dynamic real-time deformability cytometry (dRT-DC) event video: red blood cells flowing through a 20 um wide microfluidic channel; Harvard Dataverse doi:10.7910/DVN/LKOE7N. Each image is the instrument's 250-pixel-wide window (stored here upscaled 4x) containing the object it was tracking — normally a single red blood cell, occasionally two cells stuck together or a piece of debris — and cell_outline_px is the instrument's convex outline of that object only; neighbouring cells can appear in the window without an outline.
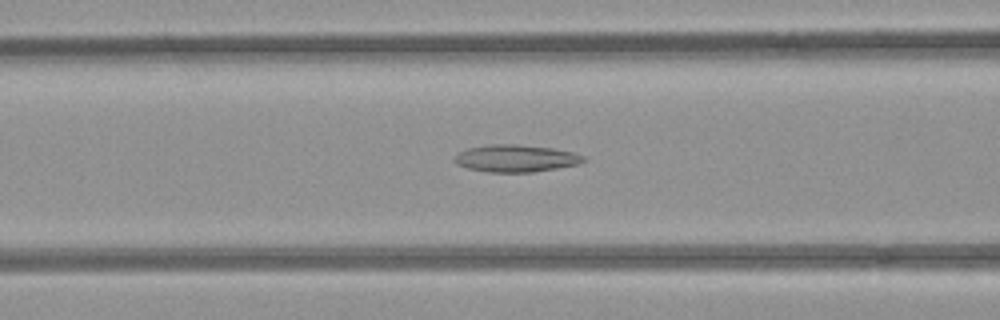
{"species": "common noctule bat (a hibernating species)", "species_latin": "Nyctalus noctula", "temperature_condition": "room temperature", "stored_images_in_passage": 41, "camera_frame_rate_fps": 3000, "um_per_image_px": 0.085, "animal": {"sex": "female", "body_mass_g": 21.9}, "frame": {"image": 1, "passage_image": 11, "time_ms": 3.333, "image_size_px": [1000, 320], "cell_outline_px": [[588, 160], [580, 164], [532, 172], [488, 172], [468, 168], [456, 164], [452, 160], [456, 152], [468, 148], [488, 144], [516, 144], [552, 148], [572, 152], [584, 156]], "centroid_in_image_um": [43.81, 13.45], "position_along_channel_um": 122.8, "area_um2": 20.63}}
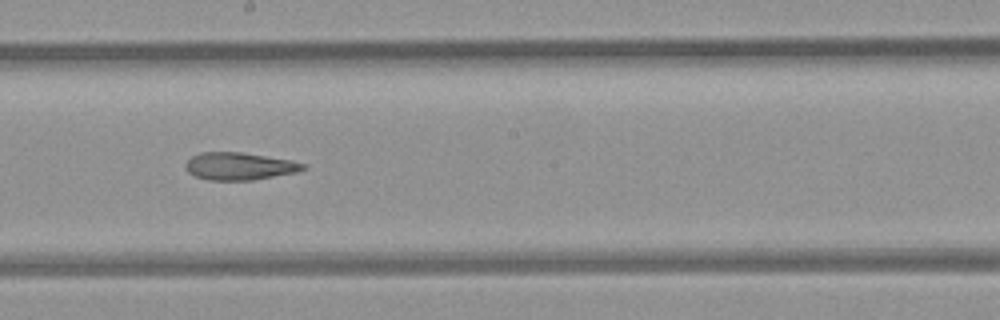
{"frame": {"image": 2, "passage_image": 19, "time_ms": 6.0, "image_size_px": [1000, 320], "cell_outline_px": [[308, 168], [296, 172], [252, 180], [208, 180], [196, 176], [188, 172], [184, 168], [184, 164], [192, 156], [200, 152], [240, 152], [292, 160], [308, 164]], "centroid_in_image_um": [20.36, 14.12], "position_along_channel_um": 227.8, "area_um2": 18.9}}
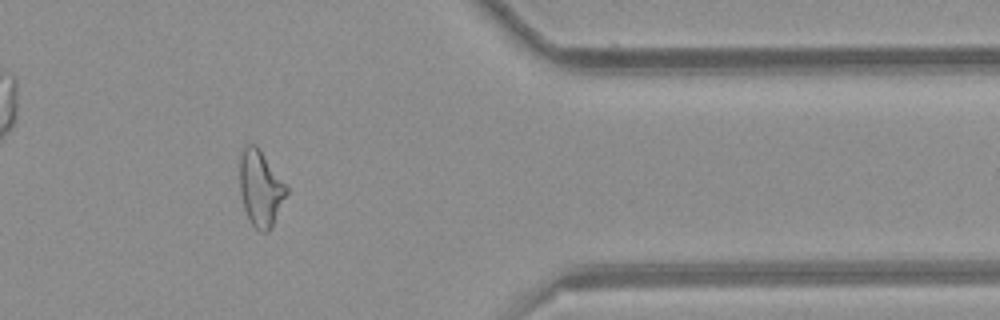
{"frame": {"image": 3, "passage_image": 33, "time_ms": 10.667, "image_size_px": [1000, 320], "cell_outline_px": [[288, 192], [268, 232], [260, 232], [248, 220], [244, 208], [240, 192], [240, 156], [244, 144], [256, 144], [288, 184]], "centroid_in_image_um": [22.15, 15.96], "position_along_channel_um": 389.3, "area_um2": 20.87}, "authors_computed_cell_mechanics": {"area_um2": 20.6346, "velocity_mm_per_s": 3.9334, "shape_relaxation_time_tau1_ms": null, "shape_relaxation_time_tau2_ms": 5.2523, "deformation_change_tau1": null, "deformation_change_tau2": 0.1646}}